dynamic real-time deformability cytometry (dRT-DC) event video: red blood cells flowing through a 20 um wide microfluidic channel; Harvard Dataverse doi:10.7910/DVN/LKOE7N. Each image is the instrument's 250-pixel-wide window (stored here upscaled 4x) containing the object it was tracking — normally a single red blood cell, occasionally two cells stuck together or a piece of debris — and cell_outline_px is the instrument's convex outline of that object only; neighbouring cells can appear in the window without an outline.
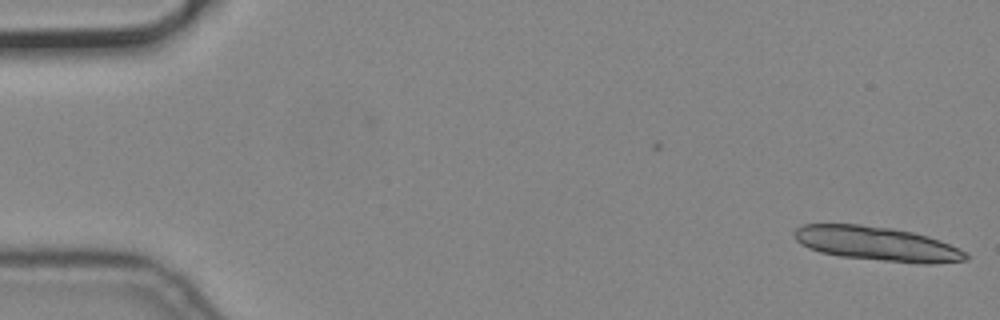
{"species": "common noctule bat (a hibernating species)", "species_latin": "Nyctalus noctula", "temperature_condition": "cold", "stored_images_in_passage": 3, "camera_frame_rate_fps": 3000, "um_per_image_px": 0.085, "animal": {"sex": "male", "body_mass_g": 19.2, "forearm_length_mm": 51.8}, "frame": {"image": 1, "passage_image": 3, "time_ms": 0.667, "image_size_px": [1000, 320], "cell_outline_px": [[968, 260], [932, 264], [924, 264], [880, 260], [840, 256], [820, 252], [808, 248], [800, 244], [792, 236], [792, 232], [796, 228], [804, 224], [860, 224], [892, 228], [912, 232], [928, 236], [940, 240], [968, 252]], "centroid_in_image_um": [74.54, 20.71], "position_along_channel_um": 10.5, "area_um2": 34.45}}